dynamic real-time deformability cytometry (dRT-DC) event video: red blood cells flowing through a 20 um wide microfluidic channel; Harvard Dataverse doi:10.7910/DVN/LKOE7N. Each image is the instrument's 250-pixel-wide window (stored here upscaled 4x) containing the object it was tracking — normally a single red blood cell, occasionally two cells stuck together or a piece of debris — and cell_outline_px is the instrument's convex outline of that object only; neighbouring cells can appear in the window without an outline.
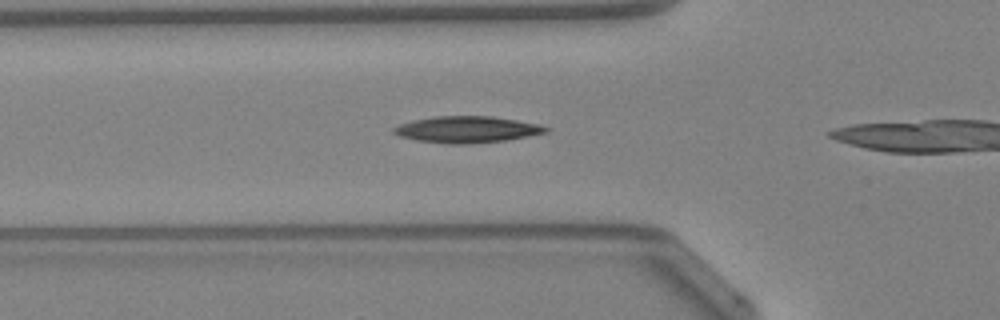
{"species": "Egyptian fruit bat (a non-hibernating species)", "species_latin": "Rousettus aegyptiacus", "temperature_condition": "warm", "stored_images_in_passage": 26, "camera_frame_rate_fps": 3000, "um_per_image_px": 0.085, "animal": {"sex": "female"}, "frame": {"image": 1, "passage_image": 5, "time_ms": 1.333, "image_size_px": [1000, 320], "cell_outline_px": [[548, 132], [528, 136], [504, 140], [464, 144], [448, 144], [416, 140], [400, 136], [392, 132], [392, 128], [400, 124], [412, 120], [432, 116], [492, 116], [540, 124], [548, 128]], "centroid_in_image_um": [39.66, 11.0], "position_along_channel_um": 86.1, "area_um2": 23.41}}